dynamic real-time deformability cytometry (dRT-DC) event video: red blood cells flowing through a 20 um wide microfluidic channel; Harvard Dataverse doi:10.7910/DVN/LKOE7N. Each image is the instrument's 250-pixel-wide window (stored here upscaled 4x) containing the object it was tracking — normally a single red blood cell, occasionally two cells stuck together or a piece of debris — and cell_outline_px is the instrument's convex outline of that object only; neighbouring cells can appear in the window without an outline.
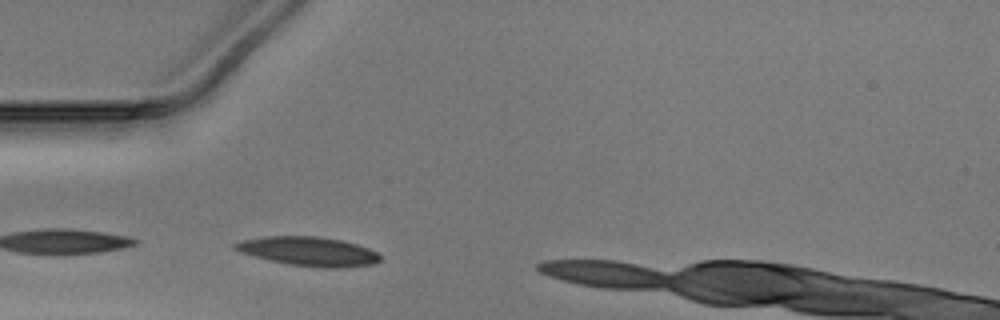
{"species": "Egyptian fruit bat (a non-hibernating species)", "species_latin": "Rousettus aegyptiacus", "temperature_condition": "warm", "stored_images_in_passage": 5, "camera_frame_rate_fps": 3000, "um_per_image_px": 0.085, "animal": {"sex": "male"}, "frame": {"image": 1, "passage_image": 1, "time_ms": 0.0, "image_size_px": [1000, 320], "cell_outline_px": [[380, 260], [372, 264], [340, 268], [320, 268], [288, 264], [268, 260], [252, 256], [240, 252], [232, 248], [232, 244], [244, 240], [264, 236], [320, 236], [344, 240], [368, 248], [376, 252], [380, 256]], "centroid_in_image_um": [26.2, 21.36], "position_along_channel_um": 58.8, "area_um2": 24.8}}